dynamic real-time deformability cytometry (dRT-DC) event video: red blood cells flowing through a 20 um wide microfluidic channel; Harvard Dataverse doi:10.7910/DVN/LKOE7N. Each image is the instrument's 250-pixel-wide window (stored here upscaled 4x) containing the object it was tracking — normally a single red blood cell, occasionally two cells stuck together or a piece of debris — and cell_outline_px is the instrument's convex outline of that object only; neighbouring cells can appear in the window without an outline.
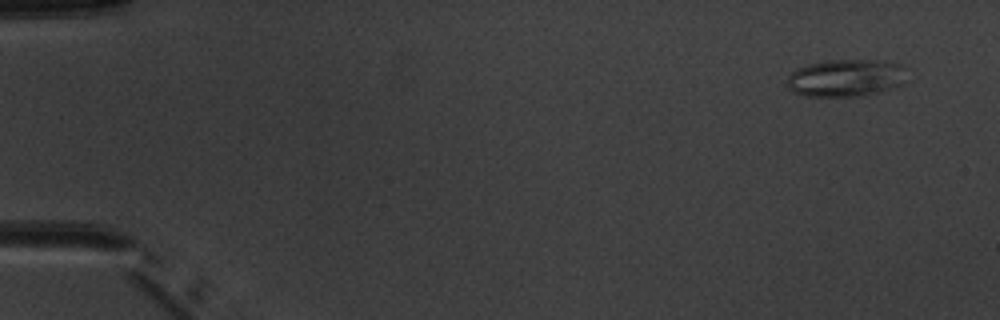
{"species": "common noctule bat (a hibernating species)", "species_latin": "Nyctalus noctula", "temperature_condition": "warm", "stored_images_in_passage": 4, "camera_frame_rate_fps": 3000, "um_per_image_px": 0.085, "animal": {"sex": "male", "body_mass_g": 20.1, "forearm_length_mm": 53.5}, "frame": {"image": 1, "passage_image": 1, "time_ms": 0.0, "image_size_px": [1000, 320], "cell_outline_px": [[908, 84], [864, 96], [804, 96], [792, 92], [788, 88], [788, 76], [792, 72], [808, 64], [828, 60], [880, 60], [900, 64], [904, 68]], "centroid_in_image_um": [71.96, 6.63], "position_along_channel_um": 13.0, "area_um2": 26.41}}